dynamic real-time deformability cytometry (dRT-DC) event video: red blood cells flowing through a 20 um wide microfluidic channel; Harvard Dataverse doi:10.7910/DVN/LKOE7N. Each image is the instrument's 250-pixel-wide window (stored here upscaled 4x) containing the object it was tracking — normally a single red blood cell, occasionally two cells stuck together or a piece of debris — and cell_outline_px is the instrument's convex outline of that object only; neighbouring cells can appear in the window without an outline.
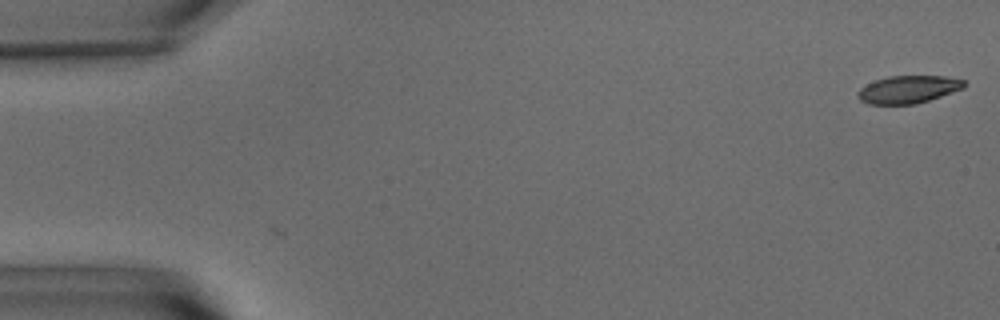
{"species": "common noctule bat (a hibernating species)", "species_latin": "Nyctalus noctula", "temperature_condition": "warm", "stored_images_in_passage": 9, "camera_frame_rate_fps": 3000, "um_per_image_px": 0.085, "animal": {"sex": "male", "body_mass_g": 15.6}, "frame": {"image": 1, "passage_image": 1, "time_ms": 0.0, "image_size_px": [1000, 320], "cell_outline_px": [[968, 84], [964, 88], [916, 104], [868, 104], [860, 100], [856, 96], [856, 92], [860, 88], [876, 80], [888, 76], [944, 76], [964, 80]], "centroid_in_image_um": [77.19, 7.6], "position_along_channel_um": 7.8, "area_um2": 17.11}}